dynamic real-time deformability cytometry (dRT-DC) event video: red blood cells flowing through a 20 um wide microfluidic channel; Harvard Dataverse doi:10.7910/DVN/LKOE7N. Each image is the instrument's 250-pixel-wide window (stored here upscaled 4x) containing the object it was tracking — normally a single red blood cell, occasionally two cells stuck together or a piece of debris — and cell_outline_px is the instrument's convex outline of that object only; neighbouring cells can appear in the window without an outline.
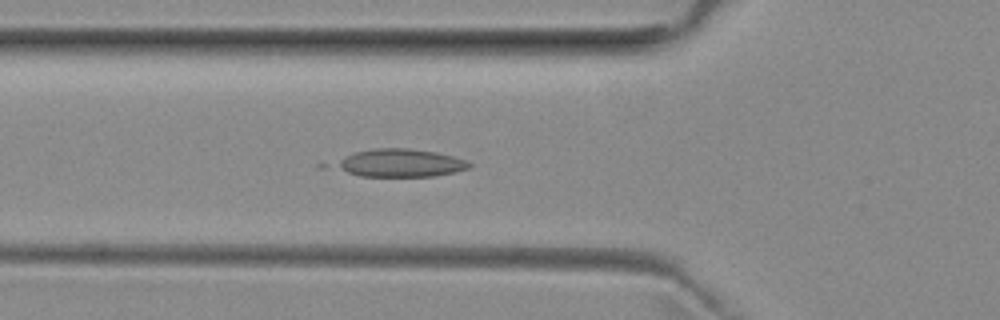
{"species": "common noctule bat (a hibernating species)", "species_latin": "Nyctalus noctula", "temperature_condition": "room temperature", "stored_images_in_passage": 51, "camera_frame_rate_fps": 3000, "um_per_image_px": 0.085, "animal": {"sex": "female", "body_mass_g": 29.2, "forearm_length_mm": 56.3}, "frame": {"image": 1, "passage_image": 17, "time_ms": 5.333, "image_size_px": [1000, 320], "cell_outline_px": [[472, 164], [468, 168], [456, 172], [436, 176], [360, 176], [348, 172], [332, 164], [344, 156], [356, 152], [372, 148], [408, 148], [436, 152], [468, 160]], "centroid_in_image_um": [34.06, 13.85], "position_along_channel_um": 91.7, "area_um2": 21.68}}
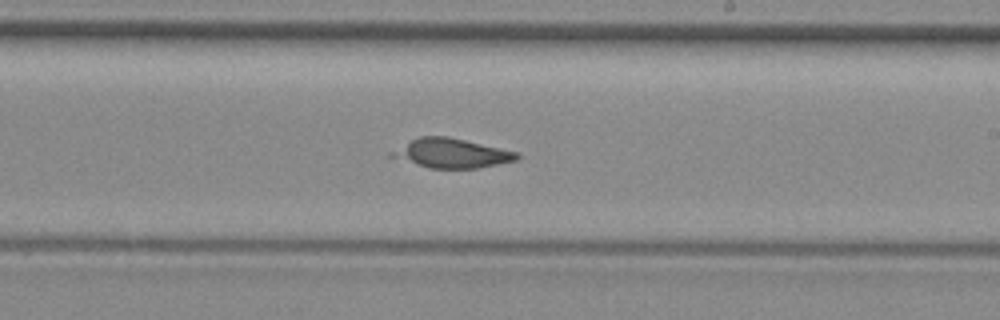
{"frame": {"image": 2, "passage_image": 29, "time_ms": 9.333, "image_size_px": [1000, 320], "cell_outline_px": [[520, 156], [516, 160], [476, 168], [428, 168], [388, 156], [388, 152], [420, 136], [448, 136], [520, 152]], "centroid_in_image_um": [38.37, 13.02], "position_along_channel_um": 250.6, "area_um2": 21.33}}
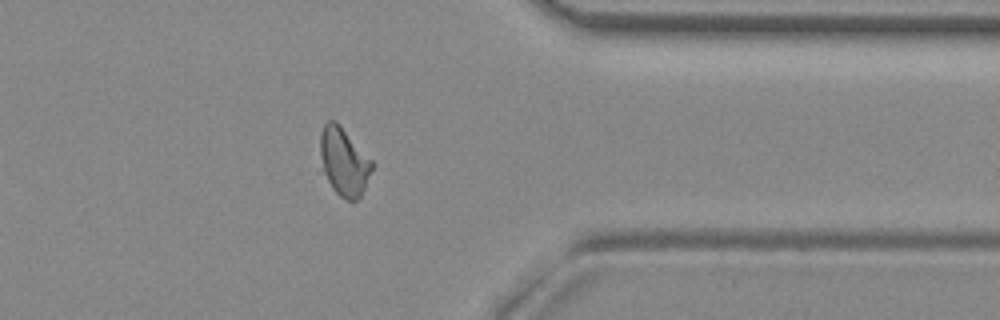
{"frame": {"image": 3, "passage_image": 40, "time_ms": 13.0, "image_size_px": [1000, 320], "cell_outline_px": [[372, 168], [364, 188], [360, 196], [356, 200], [348, 200], [340, 196], [332, 188], [324, 172], [320, 156], [320, 136], [324, 124], [328, 120], [336, 120], [340, 124], [372, 160]], "centroid_in_image_um": [29.22, 13.71], "position_along_channel_um": 382.2, "area_um2": 20.23}}